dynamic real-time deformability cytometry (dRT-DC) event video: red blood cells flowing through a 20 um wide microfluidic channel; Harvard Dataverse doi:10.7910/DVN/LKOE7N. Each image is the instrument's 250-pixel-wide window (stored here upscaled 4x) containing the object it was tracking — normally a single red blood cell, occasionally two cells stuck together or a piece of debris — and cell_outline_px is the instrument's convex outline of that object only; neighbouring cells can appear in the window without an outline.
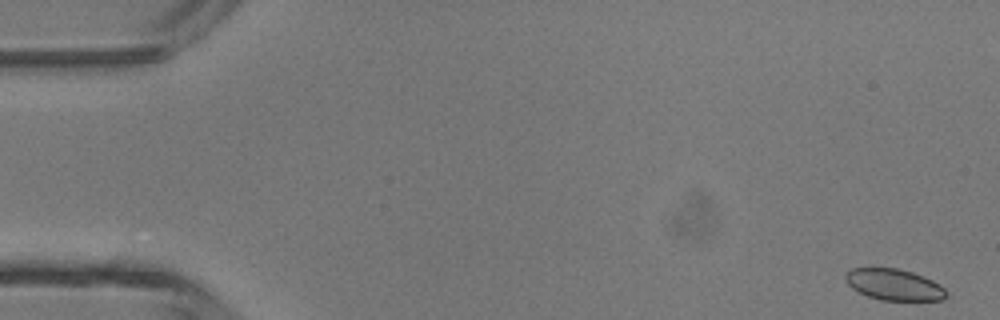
{"species": "common noctule bat (a hibernating species)", "species_latin": "Nyctalus noctula", "temperature_condition": "room temperature", "stored_images_in_passage": 47, "camera_frame_rate_fps": 3000, "um_per_image_px": 0.085, "animal": {"sex": "male", "body_mass_g": 13.3}, "frame": {"image": 1, "passage_image": 1, "time_ms": 0.0, "image_size_px": [1000, 320], "cell_outline_px": [[944, 296], [940, 300], [880, 300], [868, 296], [852, 288], [844, 280], [844, 276], [852, 268], [872, 264], [896, 268], [912, 272], [924, 276], [940, 284], [944, 288]], "centroid_in_image_um": [75.9, 24.13], "position_along_channel_um": 9.1, "area_um2": 18.79}}
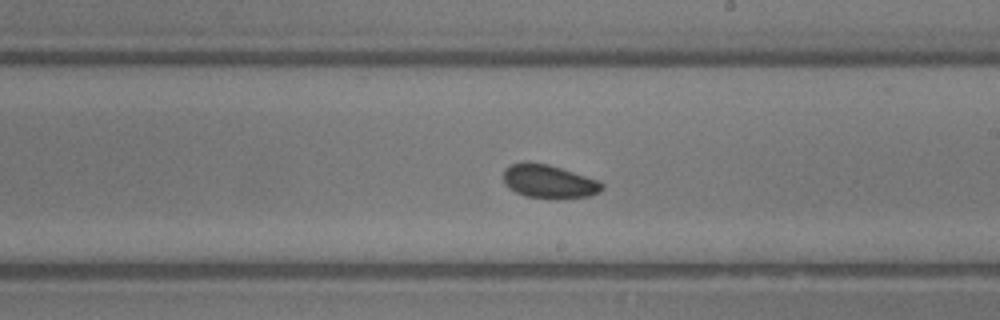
{"frame": {"image": 2, "passage_image": 27, "time_ms": 8.667, "image_size_px": [1000, 320], "cell_outline_px": [[604, 188], [600, 192], [588, 196], [524, 196], [508, 188], [504, 184], [504, 168], [512, 164], [548, 164], [596, 180], [604, 184]], "centroid_in_image_um": [46.63, 15.41], "position_along_channel_um": 242.4, "area_um2": 18.09}}
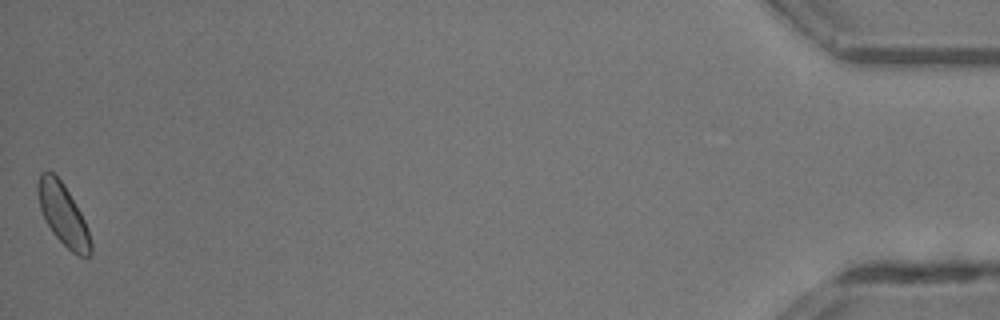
{"frame": {"image": 3, "passage_image": 47, "time_ms": 15.333, "image_size_px": [1000, 320], "cell_outline_px": [[92, 252], [88, 256], [80, 256], [72, 252], [52, 232], [40, 208], [36, 188], [36, 184], [40, 172], [52, 172], [64, 184], [80, 212], [88, 228], [92, 244]], "centroid_in_image_um": [5.36, 18.22], "position_along_channel_um": 429.8, "area_um2": 18.67}}